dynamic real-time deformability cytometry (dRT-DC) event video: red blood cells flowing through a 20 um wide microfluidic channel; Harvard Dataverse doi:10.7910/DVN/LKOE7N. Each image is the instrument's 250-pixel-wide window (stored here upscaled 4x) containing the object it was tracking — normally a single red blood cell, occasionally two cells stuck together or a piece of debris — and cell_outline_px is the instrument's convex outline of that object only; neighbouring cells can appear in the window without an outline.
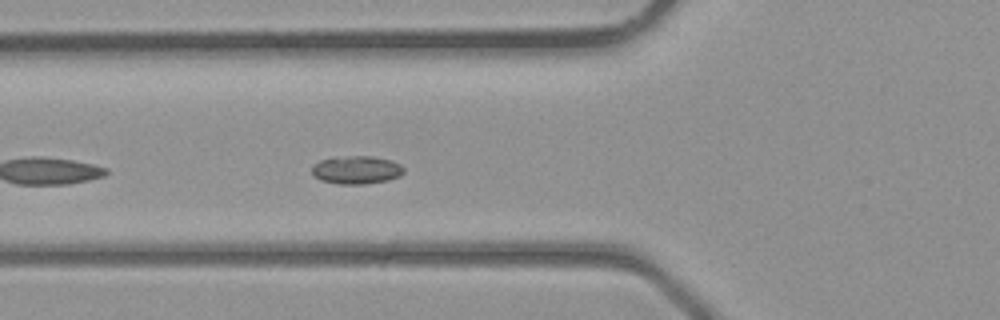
{"species": "common noctule bat (a hibernating species)", "species_latin": "Nyctalus noctula", "temperature_condition": "room temperature", "stored_images_in_passage": 30, "camera_frame_rate_fps": 3000, "um_per_image_px": 0.085, "animal": {"sex": "male", "body_mass_g": 23.1, "forearm_length_mm": 52.7}, "frame": {"image": 1, "passage_image": 4, "time_ms": 1.0, "image_size_px": [1000, 320], "cell_outline_px": [[404, 172], [400, 176], [388, 180], [364, 184], [340, 184], [320, 180], [312, 172], [312, 164], [320, 160], [348, 156], [372, 156], [392, 160], [400, 164], [404, 168]], "centroid_in_image_um": [30.33, 14.44], "position_along_channel_um": 95.5, "area_um2": 15.03}}
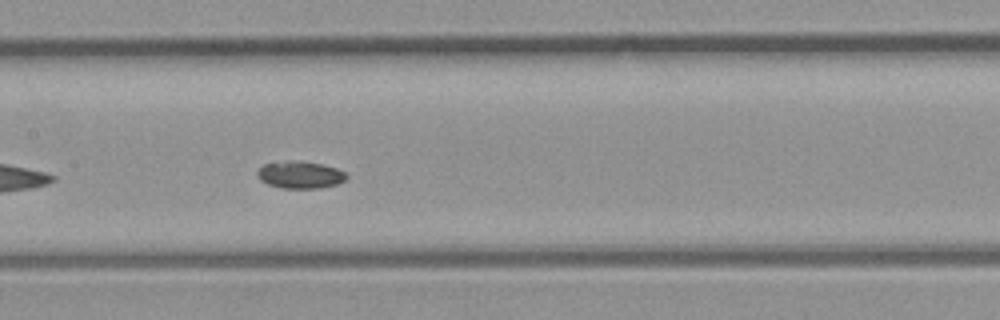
{"frame": {"image": 2, "passage_image": 9, "time_ms": 2.667, "image_size_px": [1000, 320], "cell_outline_px": [[348, 176], [344, 180], [336, 184], [320, 188], [280, 188], [268, 184], [260, 180], [256, 176], [256, 172], [264, 164], [288, 160], [292, 160], [320, 164], [336, 168], [348, 172]], "centroid_in_image_um": [25.5, 14.86], "position_along_channel_um": 181.9, "area_um2": 14.16}}
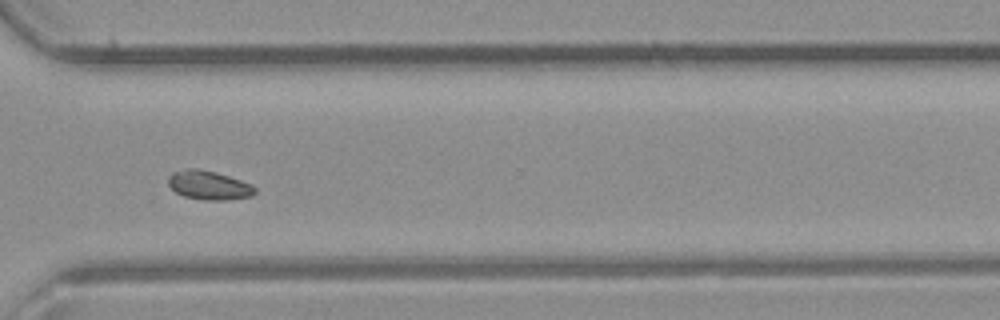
{"frame": {"image": 3, "passage_image": 19, "time_ms": 6.0, "image_size_px": [1000, 320], "cell_outline_px": [[256, 192], [252, 196], [228, 200], [204, 200], [184, 196], [176, 192], [168, 184], [168, 176], [172, 172], [184, 168], [196, 168], [216, 172], [252, 184], [256, 188]], "centroid_in_image_um": [17.75, 15.74], "position_along_channel_um": 352.9, "area_um2": 14.74}}